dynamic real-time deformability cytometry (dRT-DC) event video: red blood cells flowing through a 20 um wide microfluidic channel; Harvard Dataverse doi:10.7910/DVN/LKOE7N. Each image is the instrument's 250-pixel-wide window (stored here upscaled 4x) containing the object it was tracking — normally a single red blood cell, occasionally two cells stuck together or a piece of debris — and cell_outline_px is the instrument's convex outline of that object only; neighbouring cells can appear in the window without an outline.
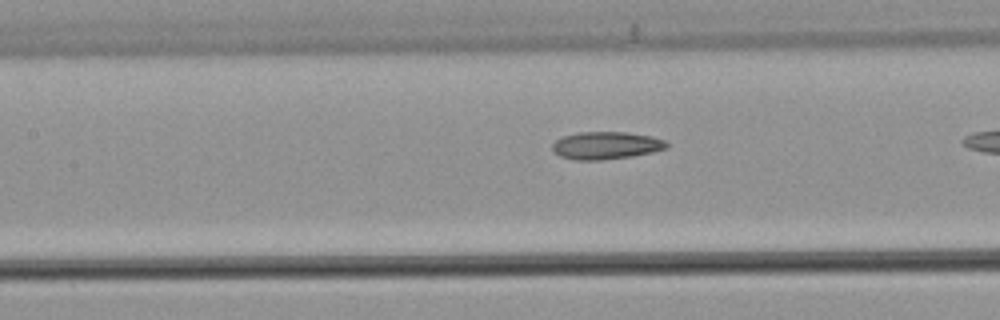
{"species": "common noctule bat (a hibernating species)", "species_latin": "Nyctalus noctula", "temperature_condition": "warm", "stored_images_in_passage": 6, "camera_frame_rate_fps": 3000, "um_per_image_px": 0.085, "animal": {"sex": "male", "body_mass_g": 21.5, "forearm_length_mm": 52.0}, "frame": {"image": 1, "passage_image": 5, "time_ms": 1.333, "image_size_px": [1000, 320], "cell_outline_px": [[668, 148], [652, 152], [632, 156], [600, 160], [572, 160], [560, 156], [552, 148], [552, 144], [556, 140], [564, 136], [580, 132], [624, 132], [652, 136], [664, 140], [668, 144]], "centroid_in_image_um": [51.52, 12.37], "position_along_channel_um": 155.9, "area_um2": 18.26}}